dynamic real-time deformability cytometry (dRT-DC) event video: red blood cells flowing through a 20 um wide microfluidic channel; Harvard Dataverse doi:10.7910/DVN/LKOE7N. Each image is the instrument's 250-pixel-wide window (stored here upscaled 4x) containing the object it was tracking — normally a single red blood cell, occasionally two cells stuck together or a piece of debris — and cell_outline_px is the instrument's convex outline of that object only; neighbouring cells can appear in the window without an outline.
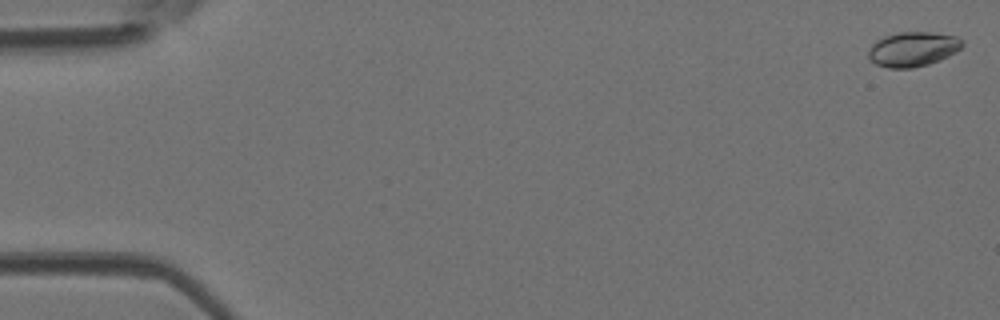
{"species": "Egyptian fruit bat (a non-hibernating species)", "species_latin": "Rousettus aegyptiacus", "temperature_condition": "room temperature", "stored_images_in_passage": 49, "camera_frame_rate_fps": 3000, "um_per_image_px": 0.085, "animal": {"sex": "female"}, "frame": {"image": 1, "passage_image": 1, "time_ms": 0.0, "image_size_px": [1000, 320], "cell_outline_px": [[964, 44], [956, 52], [940, 60], [928, 64], [912, 68], [888, 68], [876, 64], [868, 60], [868, 48], [876, 40], [884, 36], [896, 32], [932, 32], [956, 36], [964, 40]], "centroid_in_image_um": [77.57, 4.17], "position_along_channel_um": 7.4, "area_um2": 19.25}}
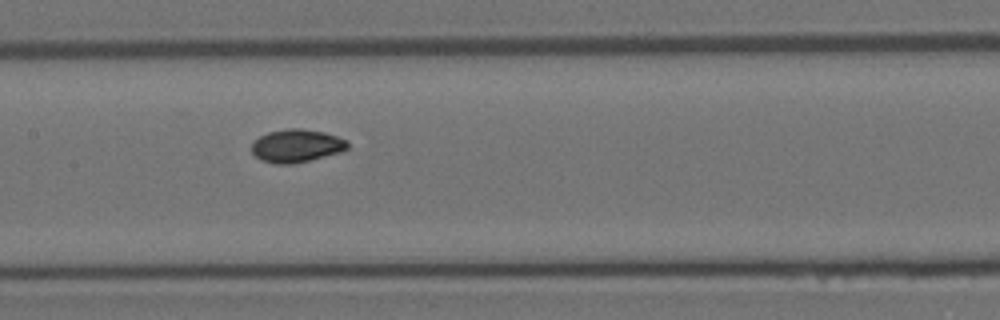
{"frame": {"image": 2, "passage_image": 24, "time_ms": 7.667, "image_size_px": [1000, 320], "cell_outline_px": [[348, 148], [340, 152], [292, 164], [276, 164], [260, 160], [252, 152], [252, 144], [260, 136], [268, 132], [288, 128], [300, 128], [324, 132], [348, 140]], "centroid_in_image_um": [25.2, 12.39], "position_along_channel_um": 182.2, "area_um2": 18.32}}
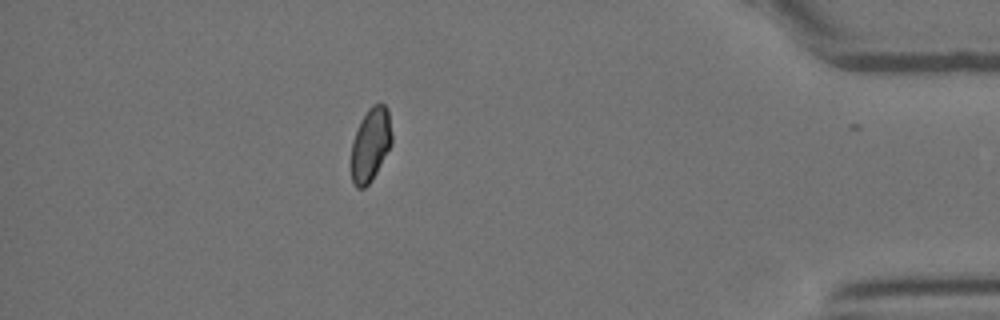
{"frame": {"image": 3, "passage_image": 43, "time_ms": 14.0, "image_size_px": [1000, 320], "cell_outline_px": [[392, 144], [372, 180], [364, 188], [356, 188], [352, 184], [352, 140], [360, 120], [368, 108], [372, 104], [384, 104], [388, 108], [392, 136]], "centroid_in_image_um": [31.5, 12.27], "position_along_channel_um": 403.7, "area_um2": 17.51}, "authors_computed_cell_mechanics": {"area_um2": 17.9758, "velocity_mm_per_s": 4.1966, "shape_relaxation_time_tau1_ms": 2.7564, "shape_relaxation_time_tau2_ms": 0.7854, "deformation_change_tau1": 0.1119, "deformation_change_tau2": 0.0233}}